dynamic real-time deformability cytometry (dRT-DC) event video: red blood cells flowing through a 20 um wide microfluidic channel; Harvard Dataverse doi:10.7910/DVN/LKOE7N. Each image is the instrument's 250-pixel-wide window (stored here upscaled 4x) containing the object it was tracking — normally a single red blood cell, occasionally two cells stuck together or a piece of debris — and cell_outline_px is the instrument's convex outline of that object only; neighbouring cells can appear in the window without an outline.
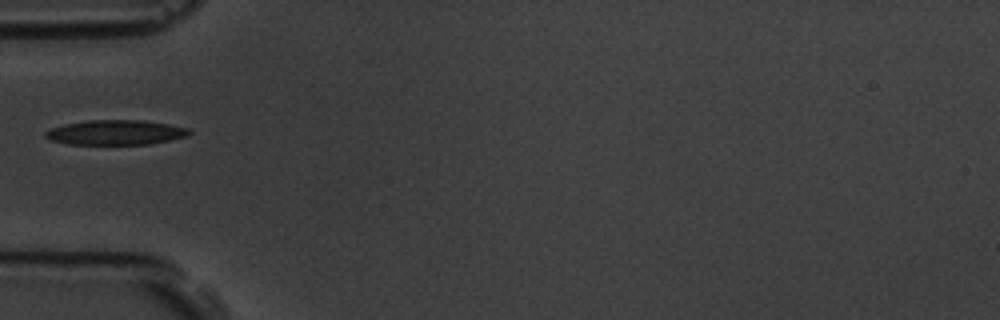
{"species": "common noctule bat (a hibernating species)", "species_latin": "Nyctalus noctula", "temperature_condition": "room temperature", "stored_images_in_passage": 5, "camera_frame_rate_fps": 3000, "um_per_image_px": 0.085, "animal": {"sex": "male", "body_mass_g": 19.5, "forearm_length_mm": 54.6}, "frame": {"image": 1, "passage_image": 3, "time_ms": 3.333, "image_size_px": [1000, 320], "cell_outline_px": [[192, 132], [188, 136], [148, 144], [68, 144], [48, 140], [44, 136], [44, 132], [52, 128], [64, 124], [88, 120], [140, 120], [168, 124], [188, 128]], "centroid_in_image_um": [9.79, 11.26], "position_along_channel_um": 75.2, "area_um2": 20.75}}
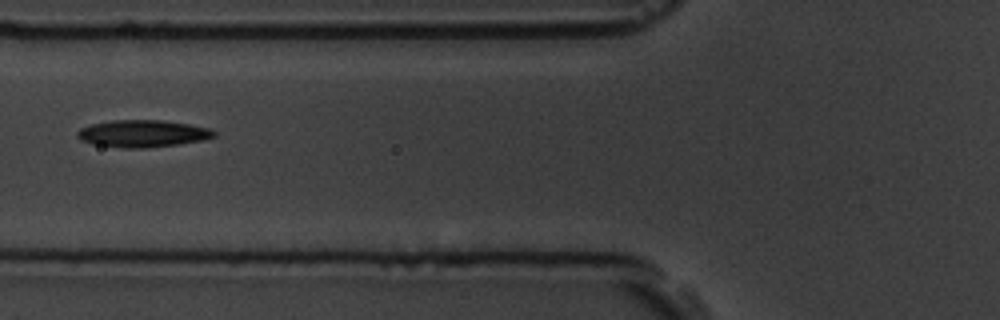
{"frame": {"image": 2, "passage_image": 4, "time_ms": 4.333, "image_size_px": [1000, 320], "cell_outline_px": [[216, 136], [200, 140], [176, 144], [144, 148], [120, 148], [92, 144], [80, 140], [76, 136], [76, 132], [80, 128], [92, 124], [112, 120], [164, 120], [188, 124], [208, 128], [216, 132]], "centroid_in_image_um": [12.06, 11.35], "position_along_channel_um": 113.7, "area_um2": 21.56}}
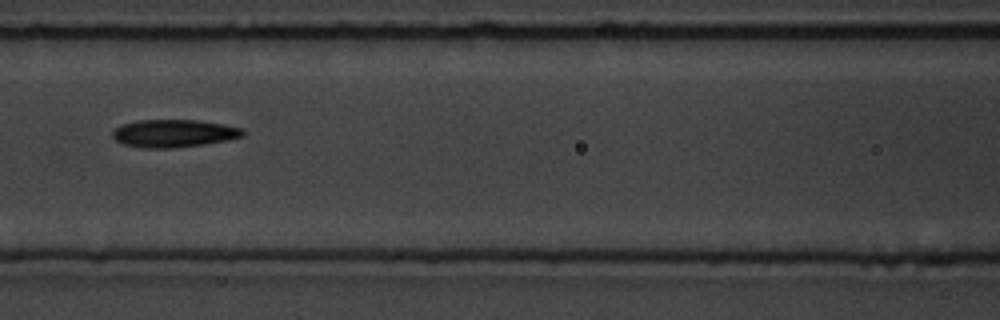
{"frame": {"image": 3, "passage_image": 5, "time_ms": 5.333, "image_size_px": [1000, 320], "cell_outline_px": [[244, 136], [228, 140], [204, 144], [176, 148], [144, 148], [124, 144], [116, 140], [112, 136], [112, 132], [116, 128], [124, 124], [136, 120], [196, 120], [224, 124], [244, 128]], "centroid_in_image_um": [14.81, 11.33], "position_along_channel_um": 151.8, "area_um2": 21.1}}